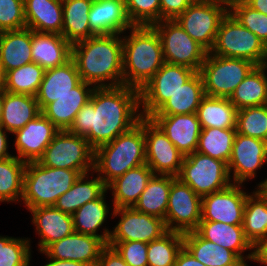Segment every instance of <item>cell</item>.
I'll use <instances>...</instances> for the list:
<instances>
[{"mask_svg":"<svg viewBox=\"0 0 267 266\" xmlns=\"http://www.w3.org/2000/svg\"><path fill=\"white\" fill-rule=\"evenodd\" d=\"M139 109L140 90L136 88L94 87L68 131L84 136L95 150L137 125L142 118Z\"/></svg>","mask_w":267,"mask_h":266,"instance_id":"1","label":"cell"},{"mask_svg":"<svg viewBox=\"0 0 267 266\" xmlns=\"http://www.w3.org/2000/svg\"><path fill=\"white\" fill-rule=\"evenodd\" d=\"M71 59L81 81L94 87L123 85V41L120 34L96 35L72 44Z\"/></svg>","mask_w":267,"mask_h":266,"instance_id":"2","label":"cell"},{"mask_svg":"<svg viewBox=\"0 0 267 266\" xmlns=\"http://www.w3.org/2000/svg\"><path fill=\"white\" fill-rule=\"evenodd\" d=\"M123 41V85L141 90L165 63L153 26L134 25Z\"/></svg>","mask_w":267,"mask_h":266,"instance_id":"3","label":"cell"},{"mask_svg":"<svg viewBox=\"0 0 267 266\" xmlns=\"http://www.w3.org/2000/svg\"><path fill=\"white\" fill-rule=\"evenodd\" d=\"M143 164H146L144 117L128 132L94 150L93 172L98 173L106 186Z\"/></svg>","mask_w":267,"mask_h":266,"instance_id":"4","label":"cell"},{"mask_svg":"<svg viewBox=\"0 0 267 266\" xmlns=\"http://www.w3.org/2000/svg\"><path fill=\"white\" fill-rule=\"evenodd\" d=\"M80 175L76 170L50 168L38 161L29 162L25 167L21 199L28 209L54 206Z\"/></svg>","mask_w":267,"mask_h":266,"instance_id":"5","label":"cell"},{"mask_svg":"<svg viewBox=\"0 0 267 266\" xmlns=\"http://www.w3.org/2000/svg\"><path fill=\"white\" fill-rule=\"evenodd\" d=\"M210 53L215 56L245 59L256 66L267 64V47L229 12L220 22Z\"/></svg>","mask_w":267,"mask_h":266,"instance_id":"6","label":"cell"},{"mask_svg":"<svg viewBox=\"0 0 267 266\" xmlns=\"http://www.w3.org/2000/svg\"><path fill=\"white\" fill-rule=\"evenodd\" d=\"M255 66L245 59L215 56L208 52L199 71L205 95L230 98Z\"/></svg>","mask_w":267,"mask_h":266,"instance_id":"7","label":"cell"},{"mask_svg":"<svg viewBox=\"0 0 267 266\" xmlns=\"http://www.w3.org/2000/svg\"><path fill=\"white\" fill-rule=\"evenodd\" d=\"M50 168H64L85 174L93 171L94 149L84 136L59 130L38 160Z\"/></svg>","mask_w":267,"mask_h":266,"instance_id":"8","label":"cell"},{"mask_svg":"<svg viewBox=\"0 0 267 266\" xmlns=\"http://www.w3.org/2000/svg\"><path fill=\"white\" fill-rule=\"evenodd\" d=\"M177 178L200 197L225 189L232 184L225 162L197 151L184 157Z\"/></svg>","mask_w":267,"mask_h":266,"instance_id":"9","label":"cell"},{"mask_svg":"<svg viewBox=\"0 0 267 266\" xmlns=\"http://www.w3.org/2000/svg\"><path fill=\"white\" fill-rule=\"evenodd\" d=\"M152 26L160 36L166 63L200 71L208 51L193 40L176 20H162Z\"/></svg>","mask_w":267,"mask_h":266,"instance_id":"10","label":"cell"},{"mask_svg":"<svg viewBox=\"0 0 267 266\" xmlns=\"http://www.w3.org/2000/svg\"><path fill=\"white\" fill-rule=\"evenodd\" d=\"M227 13L228 7L222 3L196 0L175 20L193 40L210 52L220 22Z\"/></svg>","mask_w":267,"mask_h":266,"instance_id":"11","label":"cell"},{"mask_svg":"<svg viewBox=\"0 0 267 266\" xmlns=\"http://www.w3.org/2000/svg\"><path fill=\"white\" fill-rule=\"evenodd\" d=\"M195 70L182 65L164 63L160 70L140 90L141 116L149 118L194 74Z\"/></svg>","mask_w":267,"mask_h":266,"instance_id":"12","label":"cell"},{"mask_svg":"<svg viewBox=\"0 0 267 266\" xmlns=\"http://www.w3.org/2000/svg\"><path fill=\"white\" fill-rule=\"evenodd\" d=\"M202 197L179 178L172 181L165 224L168 231H195L201 221Z\"/></svg>","mask_w":267,"mask_h":266,"instance_id":"13","label":"cell"},{"mask_svg":"<svg viewBox=\"0 0 267 266\" xmlns=\"http://www.w3.org/2000/svg\"><path fill=\"white\" fill-rule=\"evenodd\" d=\"M113 213V214H112ZM111 215L121 217L108 242L140 241L150 243L168 232L165 220L131 208H113Z\"/></svg>","mask_w":267,"mask_h":266,"instance_id":"14","label":"cell"},{"mask_svg":"<svg viewBox=\"0 0 267 266\" xmlns=\"http://www.w3.org/2000/svg\"><path fill=\"white\" fill-rule=\"evenodd\" d=\"M146 164L154 174L177 177L184 157L150 119L144 118Z\"/></svg>","mask_w":267,"mask_h":266,"instance_id":"15","label":"cell"},{"mask_svg":"<svg viewBox=\"0 0 267 266\" xmlns=\"http://www.w3.org/2000/svg\"><path fill=\"white\" fill-rule=\"evenodd\" d=\"M232 183L227 188L202 197L201 221L242 225L246 198L249 195Z\"/></svg>","mask_w":267,"mask_h":266,"instance_id":"16","label":"cell"},{"mask_svg":"<svg viewBox=\"0 0 267 266\" xmlns=\"http://www.w3.org/2000/svg\"><path fill=\"white\" fill-rule=\"evenodd\" d=\"M267 162V142L236 132L231 158L227 164L232 183L241 184L256 176ZM233 170V172H232ZM233 174V176L231 175Z\"/></svg>","mask_w":267,"mask_h":266,"instance_id":"17","label":"cell"},{"mask_svg":"<svg viewBox=\"0 0 267 266\" xmlns=\"http://www.w3.org/2000/svg\"><path fill=\"white\" fill-rule=\"evenodd\" d=\"M59 129L40 113L22 129L13 133L16 136L17 158L26 163L38 161Z\"/></svg>","mask_w":267,"mask_h":266,"instance_id":"18","label":"cell"},{"mask_svg":"<svg viewBox=\"0 0 267 266\" xmlns=\"http://www.w3.org/2000/svg\"><path fill=\"white\" fill-rule=\"evenodd\" d=\"M106 244L95 236L74 232L50 244L43 252L57 260H70L96 266Z\"/></svg>","mask_w":267,"mask_h":266,"instance_id":"19","label":"cell"},{"mask_svg":"<svg viewBox=\"0 0 267 266\" xmlns=\"http://www.w3.org/2000/svg\"><path fill=\"white\" fill-rule=\"evenodd\" d=\"M149 118L183 156L190 155L197 150L202 128L196 113L150 116Z\"/></svg>","mask_w":267,"mask_h":266,"instance_id":"20","label":"cell"},{"mask_svg":"<svg viewBox=\"0 0 267 266\" xmlns=\"http://www.w3.org/2000/svg\"><path fill=\"white\" fill-rule=\"evenodd\" d=\"M88 18L90 31L95 36L121 35L134 26L128 17L126 4L121 0H93Z\"/></svg>","mask_w":267,"mask_h":266,"instance_id":"21","label":"cell"},{"mask_svg":"<svg viewBox=\"0 0 267 266\" xmlns=\"http://www.w3.org/2000/svg\"><path fill=\"white\" fill-rule=\"evenodd\" d=\"M32 214V223L40 235L38 248L43 252L50 244L75 232L73 217L54 206L28 209Z\"/></svg>","mask_w":267,"mask_h":266,"instance_id":"22","label":"cell"},{"mask_svg":"<svg viewBox=\"0 0 267 266\" xmlns=\"http://www.w3.org/2000/svg\"><path fill=\"white\" fill-rule=\"evenodd\" d=\"M31 55L33 62L46 71L71 60L72 44L60 34L31 30Z\"/></svg>","mask_w":267,"mask_h":266,"instance_id":"23","label":"cell"},{"mask_svg":"<svg viewBox=\"0 0 267 266\" xmlns=\"http://www.w3.org/2000/svg\"><path fill=\"white\" fill-rule=\"evenodd\" d=\"M195 231L202 238L233 251L247 266L246 259L253 261L254 247L245 237L242 225L200 221ZM248 249L251 253L243 256L242 254Z\"/></svg>","mask_w":267,"mask_h":266,"instance_id":"24","label":"cell"},{"mask_svg":"<svg viewBox=\"0 0 267 266\" xmlns=\"http://www.w3.org/2000/svg\"><path fill=\"white\" fill-rule=\"evenodd\" d=\"M81 82L75 62L71 59L63 66H58L44 72L36 100L41 111L57 98L72 92Z\"/></svg>","mask_w":267,"mask_h":266,"instance_id":"25","label":"cell"},{"mask_svg":"<svg viewBox=\"0 0 267 266\" xmlns=\"http://www.w3.org/2000/svg\"><path fill=\"white\" fill-rule=\"evenodd\" d=\"M93 89V85L81 81L72 92L57 98V101L48 104L41 112L59 130H68L77 113L89 102Z\"/></svg>","mask_w":267,"mask_h":266,"instance_id":"26","label":"cell"},{"mask_svg":"<svg viewBox=\"0 0 267 266\" xmlns=\"http://www.w3.org/2000/svg\"><path fill=\"white\" fill-rule=\"evenodd\" d=\"M153 175L154 172L148 165L143 164L110 182L106 189L112 190V208L134 207Z\"/></svg>","mask_w":267,"mask_h":266,"instance_id":"27","label":"cell"},{"mask_svg":"<svg viewBox=\"0 0 267 266\" xmlns=\"http://www.w3.org/2000/svg\"><path fill=\"white\" fill-rule=\"evenodd\" d=\"M26 27L40 33L62 35V0H24Z\"/></svg>","mask_w":267,"mask_h":266,"instance_id":"28","label":"cell"},{"mask_svg":"<svg viewBox=\"0 0 267 266\" xmlns=\"http://www.w3.org/2000/svg\"><path fill=\"white\" fill-rule=\"evenodd\" d=\"M32 62L30 28L0 32V68L4 75Z\"/></svg>","mask_w":267,"mask_h":266,"instance_id":"29","label":"cell"},{"mask_svg":"<svg viewBox=\"0 0 267 266\" xmlns=\"http://www.w3.org/2000/svg\"><path fill=\"white\" fill-rule=\"evenodd\" d=\"M183 246L206 266H247L233 251L202 238L196 231L183 233Z\"/></svg>","mask_w":267,"mask_h":266,"instance_id":"30","label":"cell"},{"mask_svg":"<svg viewBox=\"0 0 267 266\" xmlns=\"http://www.w3.org/2000/svg\"><path fill=\"white\" fill-rule=\"evenodd\" d=\"M41 112L36 96L4 91L0 126L9 133L22 129Z\"/></svg>","mask_w":267,"mask_h":266,"instance_id":"31","label":"cell"},{"mask_svg":"<svg viewBox=\"0 0 267 266\" xmlns=\"http://www.w3.org/2000/svg\"><path fill=\"white\" fill-rule=\"evenodd\" d=\"M202 76L196 72L172 97L151 116L196 113L205 97Z\"/></svg>","mask_w":267,"mask_h":266,"instance_id":"32","label":"cell"},{"mask_svg":"<svg viewBox=\"0 0 267 266\" xmlns=\"http://www.w3.org/2000/svg\"><path fill=\"white\" fill-rule=\"evenodd\" d=\"M96 200L85 203L72 214L74 230L77 233L95 236L100 238L106 245L110 237L111 230L104 228L102 234H98V229L103 226L109 214L105 193Z\"/></svg>","mask_w":267,"mask_h":266,"instance_id":"33","label":"cell"},{"mask_svg":"<svg viewBox=\"0 0 267 266\" xmlns=\"http://www.w3.org/2000/svg\"><path fill=\"white\" fill-rule=\"evenodd\" d=\"M88 174H81L72 187L57 199L54 205L56 209L72 215L85 203L98 199L107 190L98 175L89 180Z\"/></svg>","mask_w":267,"mask_h":266,"instance_id":"34","label":"cell"},{"mask_svg":"<svg viewBox=\"0 0 267 266\" xmlns=\"http://www.w3.org/2000/svg\"><path fill=\"white\" fill-rule=\"evenodd\" d=\"M92 3L93 0H62V36L71 44L95 36L88 18Z\"/></svg>","mask_w":267,"mask_h":266,"instance_id":"35","label":"cell"},{"mask_svg":"<svg viewBox=\"0 0 267 266\" xmlns=\"http://www.w3.org/2000/svg\"><path fill=\"white\" fill-rule=\"evenodd\" d=\"M175 178L171 175L154 174L133 208L165 220L169 192Z\"/></svg>","mask_w":267,"mask_h":266,"instance_id":"36","label":"cell"},{"mask_svg":"<svg viewBox=\"0 0 267 266\" xmlns=\"http://www.w3.org/2000/svg\"><path fill=\"white\" fill-rule=\"evenodd\" d=\"M267 64L255 66L230 96V102L242 108L267 105Z\"/></svg>","mask_w":267,"mask_h":266,"instance_id":"37","label":"cell"},{"mask_svg":"<svg viewBox=\"0 0 267 266\" xmlns=\"http://www.w3.org/2000/svg\"><path fill=\"white\" fill-rule=\"evenodd\" d=\"M237 111L229 98L205 96L196 114L202 129H236Z\"/></svg>","mask_w":267,"mask_h":266,"instance_id":"38","label":"cell"},{"mask_svg":"<svg viewBox=\"0 0 267 266\" xmlns=\"http://www.w3.org/2000/svg\"><path fill=\"white\" fill-rule=\"evenodd\" d=\"M242 227L253 247L267 239V197L257 188L246 198Z\"/></svg>","mask_w":267,"mask_h":266,"instance_id":"39","label":"cell"},{"mask_svg":"<svg viewBox=\"0 0 267 266\" xmlns=\"http://www.w3.org/2000/svg\"><path fill=\"white\" fill-rule=\"evenodd\" d=\"M235 136L236 129H201L196 151L228 164L231 158Z\"/></svg>","mask_w":267,"mask_h":266,"instance_id":"40","label":"cell"},{"mask_svg":"<svg viewBox=\"0 0 267 266\" xmlns=\"http://www.w3.org/2000/svg\"><path fill=\"white\" fill-rule=\"evenodd\" d=\"M26 162L15 155L0 160V202H19L23 194Z\"/></svg>","mask_w":267,"mask_h":266,"instance_id":"41","label":"cell"},{"mask_svg":"<svg viewBox=\"0 0 267 266\" xmlns=\"http://www.w3.org/2000/svg\"><path fill=\"white\" fill-rule=\"evenodd\" d=\"M45 70L32 62L8 71L4 79V91L36 96Z\"/></svg>","mask_w":267,"mask_h":266,"instance_id":"42","label":"cell"},{"mask_svg":"<svg viewBox=\"0 0 267 266\" xmlns=\"http://www.w3.org/2000/svg\"><path fill=\"white\" fill-rule=\"evenodd\" d=\"M183 247V233L168 231L162 237L148 243V266H174Z\"/></svg>","mask_w":267,"mask_h":266,"instance_id":"43","label":"cell"},{"mask_svg":"<svg viewBox=\"0 0 267 266\" xmlns=\"http://www.w3.org/2000/svg\"><path fill=\"white\" fill-rule=\"evenodd\" d=\"M236 132L267 142V105L247 107L238 110Z\"/></svg>","mask_w":267,"mask_h":266,"instance_id":"44","label":"cell"},{"mask_svg":"<svg viewBox=\"0 0 267 266\" xmlns=\"http://www.w3.org/2000/svg\"><path fill=\"white\" fill-rule=\"evenodd\" d=\"M228 12L245 28L254 33L267 47V15L250 7L244 0H235Z\"/></svg>","mask_w":267,"mask_h":266,"instance_id":"45","label":"cell"},{"mask_svg":"<svg viewBox=\"0 0 267 266\" xmlns=\"http://www.w3.org/2000/svg\"><path fill=\"white\" fill-rule=\"evenodd\" d=\"M30 239L0 236V266H29Z\"/></svg>","mask_w":267,"mask_h":266,"instance_id":"46","label":"cell"},{"mask_svg":"<svg viewBox=\"0 0 267 266\" xmlns=\"http://www.w3.org/2000/svg\"><path fill=\"white\" fill-rule=\"evenodd\" d=\"M125 4L133 25L152 26L161 21L160 0H126Z\"/></svg>","mask_w":267,"mask_h":266,"instance_id":"47","label":"cell"},{"mask_svg":"<svg viewBox=\"0 0 267 266\" xmlns=\"http://www.w3.org/2000/svg\"><path fill=\"white\" fill-rule=\"evenodd\" d=\"M26 28L24 0H0V32Z\"/></svg>","mask_w":267,"mask_h":266,"instance_id":"48","label":"cell"},{"mask_svg":"<svg viewBox=\"0 0 267 266\" xmlns=\"http://www.w3.org/2000/svg\"><path fill=\"white\" fill-rule=\"evenodd\" d=\"M129 266H148V243L140 241L108 242Z\"/></svg>","mask_w":267,"mask_h":266,"instance_id":"49","label":"cell"},{"mask_svg":"<svg viewBox=\"0 0 267 266\" xmlns=\"http://www.w3.org/2000/svg\"><path fill=\"white\" fill-rule=\"evenodd\" d=\"M196 0H160L161 21L175 20Z\"/></svg>","mask_w":267,"mask_h":266,"instance_id":"50","label":"cell"},{"mask_svg":"<svg viewBox=\"0 0 267 266\" xmlns=\"http://www.w3.org/2000/svg\"><path fill=\"white\" fill-rule=\"evenodd\" d=\"M96 266H129L118 252L108 244L102 249Z\"/></svg>","mask_w":267,"mask_h":266,"instance_id":"51","label":"cell"},{"mask_svg":"<svg viewBox=\"0 0 267 266\" xmlns=\"http://www.w3.org/2000/svg\"><path fill=\"white\" fill-rule=\"evenodd\" d=\"M174 266H206L195 259L193 255L183 246L177 255Z\"/></svg>","mask_w":267,"mask_h":266,"instance_id":"52","label":"cell"},{"mask_svg":"<svg viewBox=\"0 0 267 266\" xmlns=\"http://www.w3.org/2000/svg\"><path fill=\"white\" fill-rule=\"evenodd\" d=\"M253 251H254L253 261H255V263L257 262L267 266V239L260 241L254 247Z\"/></svg>","mask_w":267,"mask_h":266,"instance_id":"53","label":"cell"},{"mask_svg":"<svg viewBox=\"0 0 267 266\" xmlns=\"http://www.w3.org/2000/svg\"><path fill=\"white\" fill-rule=\"evenodd\" d=\"M6 132L7 131L0 126V160L7 159L13 156L7 150L9 146Z\"/></svg>","mask_w":267,"mask_h":266,"instance_id":"54","label":"cell"},{"mask_svg":"<svg viewBox=\"0 0 267 266\" xmlns=\"http://www.w3.org/2000/svg\"><path fill=\"white\" fill-rule=\"evenodd\" d=\"M49 258V263L47 262L44 266H90L82 262L70 261V260H57L54 258Z\"/></svg>","mask_w":267,"mask_h":266,"instance_id":"55","label":"cell"},{"mask_svg":"<svg viewBox=\"0 0 267 266\" xmlns=\"http://www.w3.org/2000/svg\"><path fill=\"white\" fill-rule=\"evenodd\" d=\"M250 7L267 15V0H244Z\"/></svg>","mask_w":267,"mask_h":266,"instance_id":"56","label":"cell"},{"mask_svg":"<svg viewBox=\"0 0 267 266\" xmlns=\"http://www.w3.org/2000/svg\"><path fill=\"white\" fill-rule=\"evenodd\" d=\"M257 188L263 193L267 194V178L264 181H261Z\"/></svg>","mask_w":267,"mask_h":266,"instance_id":"57","label":"cell"},{"mask_svg":"<svg viewBox=\"0 0 267 266\" xmlns=\"http://www.w3.org/2000/svg\"><path fill=\"white\" fill-rule=\"evenodd\" d=\"M199 1L219 2V3H222V4L226 5L227 7H229L235 0H199Z\"/></svg>","mask_w":267,"mask_h":266,"instance_id":"58","label":"cell"},{"mask_svg":"<svg viewBox=\"0 0 267 266\" xmlns=\"http://www.w3.org/2000/svg\"><path fill=\"white\" fill-rule=\"evenodd\" d=\"M3 99H4V91H0V123L2 119V113H3Z\"/></svg>","mask_w":267,"mask_h":266,"instance_id":"59","label":"cell"},{"mask_svg":"<svg viewBox=\"0 0 267 266\" xmlns=\"http://www.w3.org/2000/svg\"><path fill=\"white\" fill-rule=\"evenodd\" d=\"M4 79H5V75L2 69L0 68V91H4Z\"/></svg>","mask_w":267,"mask_h":266,"instance_id":"60","label":"cell"}]
</instances>
